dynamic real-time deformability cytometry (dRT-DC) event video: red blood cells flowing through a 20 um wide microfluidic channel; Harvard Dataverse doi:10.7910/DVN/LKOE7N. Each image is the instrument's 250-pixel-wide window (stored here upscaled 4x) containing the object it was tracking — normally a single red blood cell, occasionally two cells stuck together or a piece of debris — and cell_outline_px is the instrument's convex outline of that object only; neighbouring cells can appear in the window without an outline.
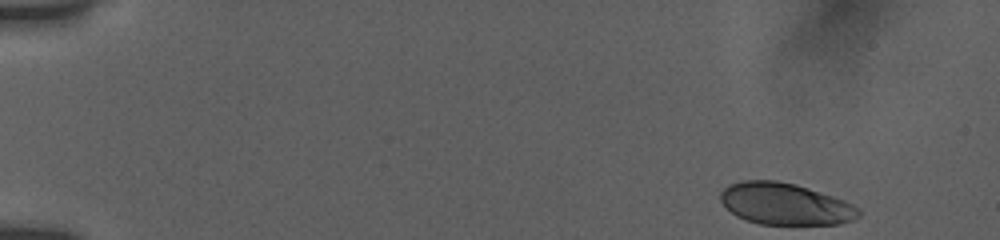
{"species": "human", "species_latin": "Homo sapiens", "temperature_condition": "room temperature", "stored_images_in_passage": 50, "camera_frame_rate_fps": 3000, "um_per_image_px": 0.085, "donor": {"sex": "female"}, "frame": {"image": 1, "passage_image": 1, "time_ms": 0.0, "image_size_px": [1000, 240], "cell_outline_px": [[860, 216], [856, 220], [840, 224], [760, 224], [736, 216], [720, 200], [720, 192], [728, 184], [744, 180], [776, 180], [796, 184], [844, 200], [860, 208]], "centroid_in_image_um": [66.76, 17.33], "position_along_channel_um": 18.2, "area_um2": 33.64}}
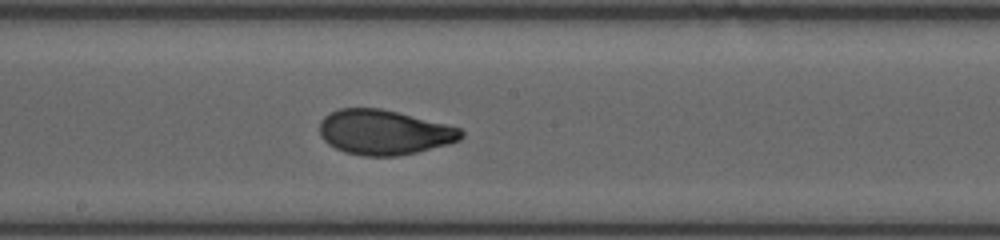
{"frame": {"image": 2, "passage_image": 27, "time_ms": 8.667, "image_size_px": [1000, 240], "cell_outline_px": [[464, 136], [460, 140], [448, 144], [416, 152], [396, 156], [364, 156], [344, 152], [328, 144], [320, 136], [320, 120], [324, 116], [340, 108], [380, 108], [460, 128], [464, 132]], "centroid_in_image_um": [32.62, 11.25], "position_along_channel_um": 215.6, "area_um2": 36.76}}
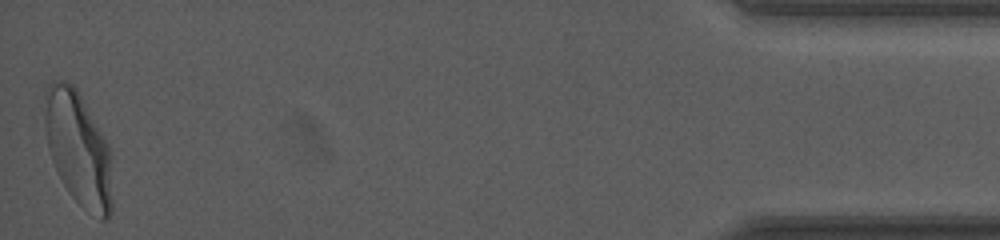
{"frame": {"image": 3, "passage_image": 50, "time_ms": 16.333, "image_size_px": [1000, 240], "cell_outline_px": [[112, 212], [108, 220], [100, 220], [80, 204], [68, 192], [52, 160], [48, 148], [44, 128], [44, 92], [48, 84], [52, 80], [64, 80], [72, 84], [76, 88], [108, 144], [112, 152]], "centroid_in_image_um": [6.66, 12.64], "position_along_channel_um": 428.5, "area_um2": 45.37}, "authors_computed_cell_mechanics": {"area_um2": 37.1654, "velocity_mm_per_s": 3.8295, "shape_relaxation_time_tau1_ms": 4.0012, "shape_relaxation_time_tau2_ms": 0.7667, "deformation_change_tau1": 0.1634, "deformation_change_tau2": 0.0526}}